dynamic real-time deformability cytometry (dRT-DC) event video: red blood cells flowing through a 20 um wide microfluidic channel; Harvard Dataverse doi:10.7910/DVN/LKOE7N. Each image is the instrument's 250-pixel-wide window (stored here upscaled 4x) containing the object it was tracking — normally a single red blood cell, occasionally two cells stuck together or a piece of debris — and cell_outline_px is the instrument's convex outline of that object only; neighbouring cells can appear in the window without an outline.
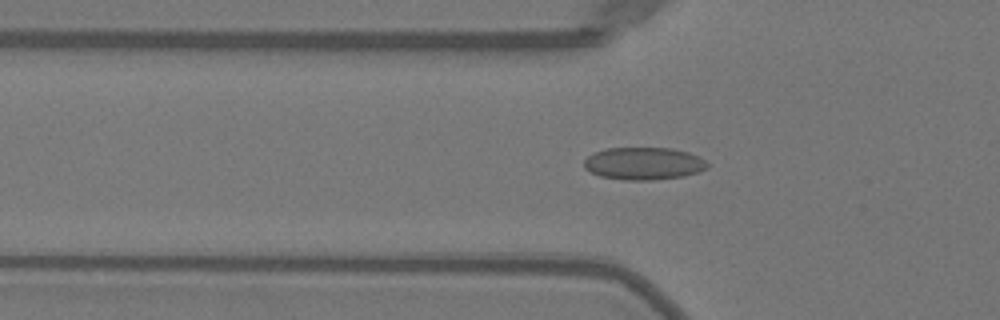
{"species": "Egyptian fruit bat (a non-hibernating species)", "species_latin": "Rousettus aegyptiacus", "temperature_condition": "warm", "stored_images_in_passage": 50, "camera_frame_rate_fps": 3000, "um_per_image_px": 0.085, "animal": {"sex": "female"}, "frame": {"image": 1, "passage_image": 16, "time_ms": 5.0, "image_size_px": [1000, 320], "cell_outline_px": [[708, 164], [704, 168], [696, 172], [684, 176], [652, 180], [624, 180], [600, 176], [584, 168], [584, 160], [592, 152], [608, 148], [672, 148], [688, 152], [700, 156]], "centroid_in_image_um": [54.68, 13.89], "position_along_channel_um": 71.1, "area_um2": 23.29}}
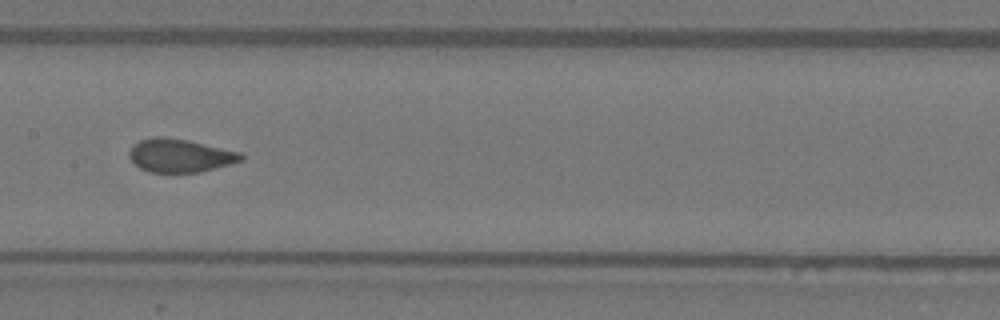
{"frame": {"image": 2, "passage_image": 25, "time_ms": 8.0, "image_size_px": [1000, 320], "cell_outline_px": [[244, 160], [200, 172], [148, 172], [140, 168], [128, 156], [128, 152], [132, 144], [140, 140], [152, 136], [164, 136], [188, 140], [240, 152], [244, 156]], "centroid_in_image_um": [15.27, 13.21], "position_along_channel_um": 192.1, "area_um2": 21.79}}
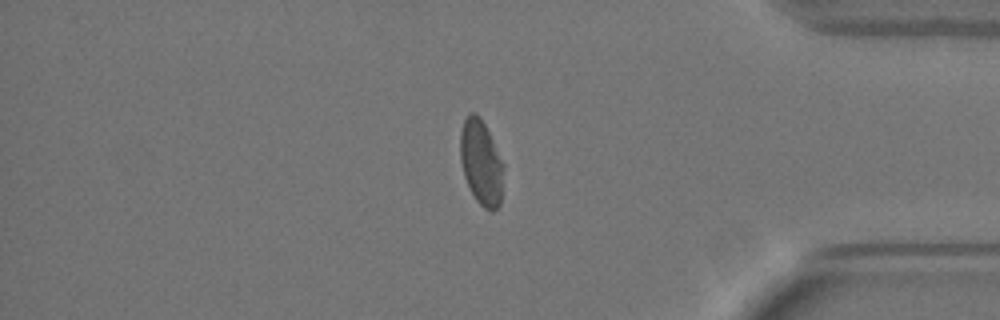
{"frame": {"image": 3, "passage_image": 42, "time_ms": 13.667, "image_size_px": [1000, 320], "cell_outline_px": [[504, 168], [500, 204], [492, 212], [484, 208], [476, 200], [464, 176], [460, 160], [460, 132], [464, 120], [468, 112], [476, 112], [480, 116], [504, 164]], "centroid_in_image_um": [40.89, 13.8], "position_along_channel_um": 394.3, "area_um2": 21.44}, "authors_computed_cell_mechanics": {"area_um2": 22.2819, "velocity_mm_per_s": 3.9969, "shape_relaxation_time_tau1_ms": 9.1982, "shape_relaxation_time_tau2_ms": null, "deformation_change_tau1": 0.1695, "deformation_change_tau2": null}}